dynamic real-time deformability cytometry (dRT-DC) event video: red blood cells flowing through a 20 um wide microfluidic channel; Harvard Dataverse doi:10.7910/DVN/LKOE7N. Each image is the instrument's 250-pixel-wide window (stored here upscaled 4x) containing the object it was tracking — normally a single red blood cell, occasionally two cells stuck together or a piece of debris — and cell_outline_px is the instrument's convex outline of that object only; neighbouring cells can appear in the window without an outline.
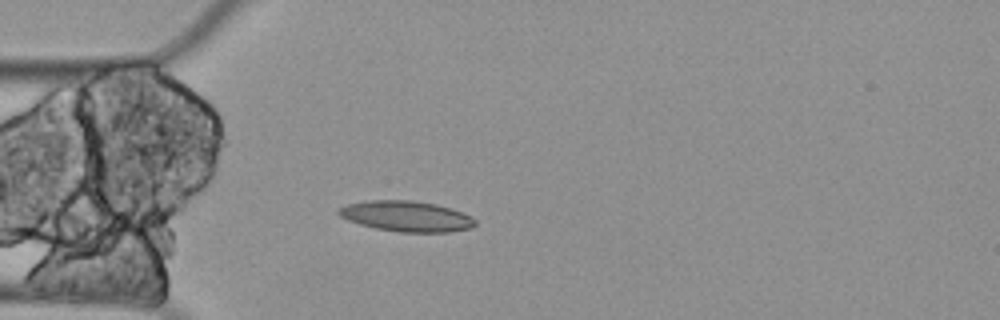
{"species": "Egyptian fruit bat (a non-hibernating species)", "species_latin": "Rousettus aegyptiacus", "temperature_condition": "cold", "stored_images_in_passage": 2, "camera_frame_rate_fps": 3000, "um_per_image_px": 0.085, "animal": {"sex": "female"}, "frame": {"image": 1, "passage_image": 2, "time_ms": 0.333, "image_size_px": [1000, 320], "cell_outline_px": [[476, 224], [472, 228], [452, 232], [400, 232], [376, 228], [360, 224], [348, 220], [340, 216], [336, 212], [340, 208], [348, 204], [368, 200], [412, 200], [436, 204], [452, 208], [472, 216], [476, 220]], "centroid_in_image_um": [34.59, 18.38], "position_along_channel_um": 50.4, "area_um2": 24.45}}